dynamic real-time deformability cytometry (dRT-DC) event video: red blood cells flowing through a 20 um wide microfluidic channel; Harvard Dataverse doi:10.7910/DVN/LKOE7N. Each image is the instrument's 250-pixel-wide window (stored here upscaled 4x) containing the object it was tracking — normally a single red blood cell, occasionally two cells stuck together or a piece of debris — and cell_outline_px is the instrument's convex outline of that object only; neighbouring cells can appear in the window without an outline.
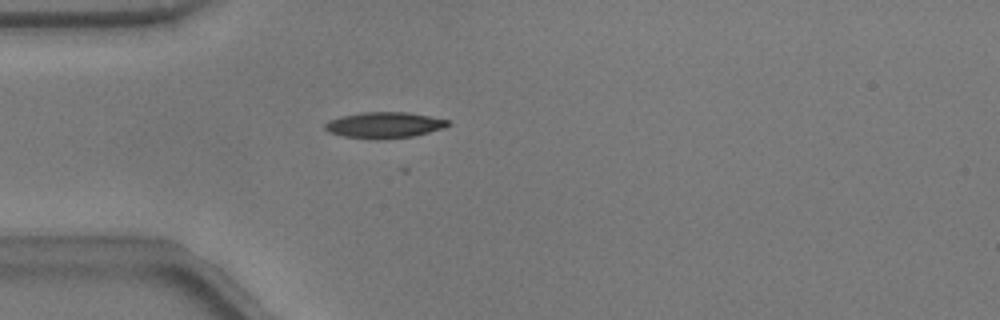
{"species": "common noctule bat (a hibernating species)", "species_latin": "Nyctalus noctula", "temperature_condition": "warm", "stored_images_in_passage": 52, "camera_frame_rate_fps": 3000, "um_per_image_px": 0.085, "animal": {"sex": "male", "body_mass_g": 17.9}, "frame": {"image": 1, "passage_image": 14, "time_ms": 4.333, "image_size_px": [1000, 320], "cell_outline_px": [[452, 124], [444, 128], [416, 136], [376, 140], [344, 136], [328, 132], [324, 128], [324, 124], [328, 120], [340, 116], [360, 112], [408, 112], [448, 120]], "centroid_in_image_um": [32.65, 10.63], "position_along_channel_um": 52.3, "area_um2": 18.9}}
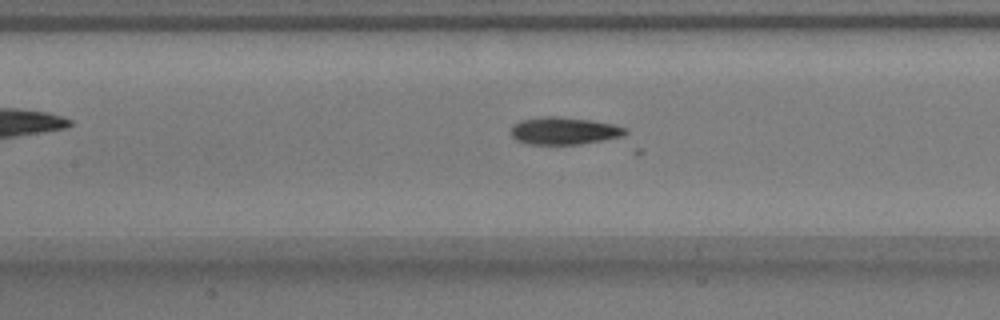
{"frame": {"image": 2, "passage_image": 23, "time_ms": 7.333, "image_size_px": [1000, 320], "cell_outline_px": [[644, 152], [636, 156], [528, 144], [516, 140], [512, 136], [512, 124], [520, 120], [540, 116], [556, 116], [592, 120], [612, 124], [628, 128]], "centroid_in_image_um": [49.0, 11.47], "position_along_channel_um": 158.4, "area_um2": 25.66}}
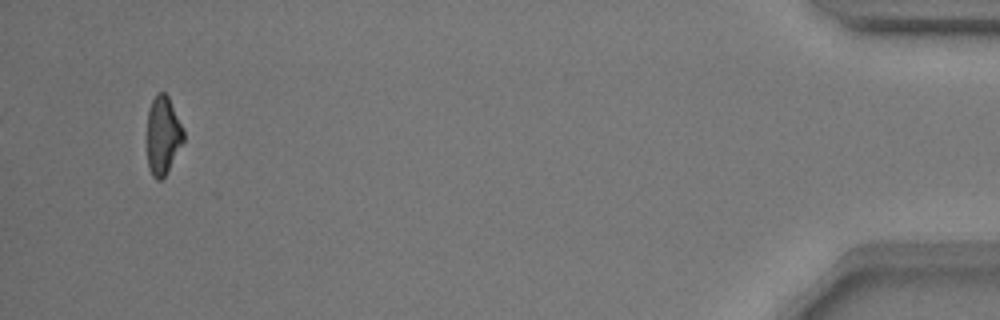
{"frame": {"image": 3, "passage_image": 50, "time_ms": 16.333, "image_size_px": [1000, 320], "cell_outline_px": [[184, 140], [164, 176], [160, 180], [156, 180], [152, 176], [148, 168], [148, 112], [152, 100], [156, 92], [164, 92], [168, 96], [184, 128]], "centroid_in_image_um": [13.85, 11.48], "position_along_channel_um": 421.3, "area_um2": 16.47}}